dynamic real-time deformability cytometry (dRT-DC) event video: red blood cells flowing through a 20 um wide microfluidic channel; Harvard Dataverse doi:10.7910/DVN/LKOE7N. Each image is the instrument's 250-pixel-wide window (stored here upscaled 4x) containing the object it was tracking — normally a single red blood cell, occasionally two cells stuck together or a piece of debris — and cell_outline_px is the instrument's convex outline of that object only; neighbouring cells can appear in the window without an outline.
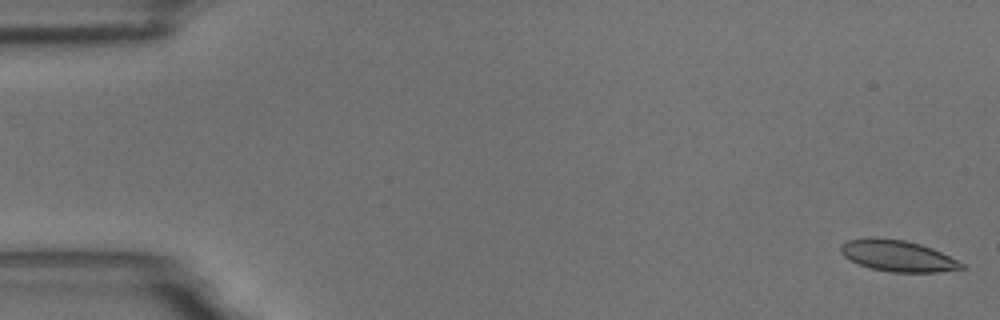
{"species": "common noctule bat (a hibernating species)", "species_latin": "Nyctalus noctula", "temperature_condition": "room temperature", "stored_images_in_passage": 6, "camera_frame_rate_fps": 3000, "um_per_image_px": 0.085, "animal": {"sex": "male", "body_mass_g": 18.8}, "frame": {"image": 1, "passage_image": 1, "time_ms": 0.0, "image_size_px": [1000, 320], "cell_outline_px": [[968, 268], [936, 272], [892, 272], [868, 268], [844, 256], [840, 252], [840, 244], [848, 240], [868, 236], [872, 236], [904, 240], [920, 244], [932, 248], [964, 264]], "centroid_in_image_um": [76.27, 21.73], "position_along_channel_um": 8.7, "area_um2": 22.08}}
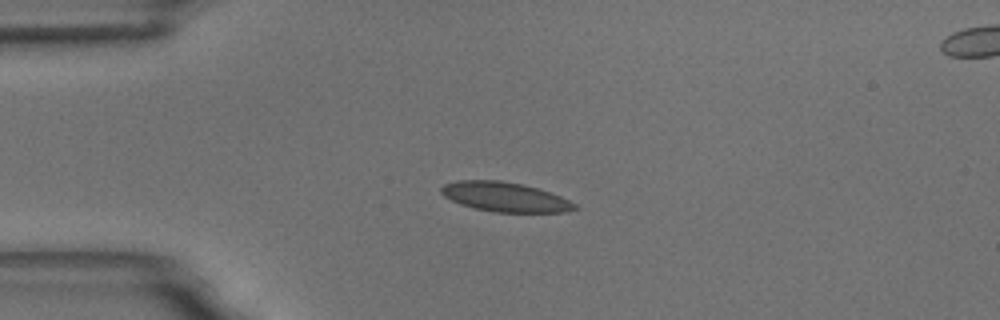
{"frame": {"image": 2, "passage_image": 4, "time_ms": 4.333, "image_size_px": [1000, 320], "cell_outline_px": [[580, 208], [568, 212], [492, 212], [472, 208], [460, 204], [444, 196], [440, 192], [440, 188], [444, 184], [456, 180], [500, 180], [520, 184], [536, 188], [560, 196], [576, 204]], "centroid_in_image_um": [42.9, 16.75], "position_along_channel_um": 42.1, "area_um2": 23.0}}